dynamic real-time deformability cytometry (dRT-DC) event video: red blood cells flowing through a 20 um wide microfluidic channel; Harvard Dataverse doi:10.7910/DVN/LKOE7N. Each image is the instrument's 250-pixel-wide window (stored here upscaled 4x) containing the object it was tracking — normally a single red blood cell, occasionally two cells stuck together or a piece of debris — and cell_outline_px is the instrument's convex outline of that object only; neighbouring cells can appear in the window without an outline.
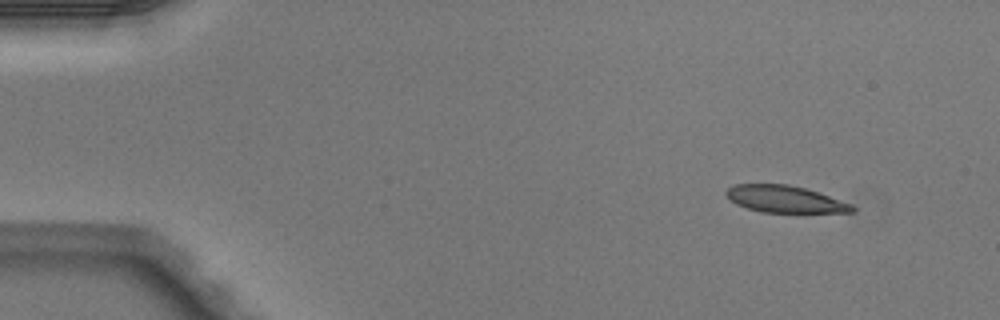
{"species": "Egyptian fruit bat (a non-hibernating species)", "species_latin": "Rousettus aegyptiacus", "temperature_condition": "warm", "stored_images_in_passage": 3, "camera_frame_rate_fps": 3000, "um_per_image_px": 0.085, "animal": {"sex": "male"}, "frame": {"image": 1, "passage_image": 1, "time_ms": 0.0, "image_size_px": [1000, 320], "cell_outline_px": [[856, 208], [852, 212], [760, 212], [736, 204], [724, 192], [732, 184], [788, 184], [804, 188], [852, 204]], "centroid_in_image_um": [66.69, 16.92], "position_along_channel_um": 18.3, "area_um2": 19.48}}
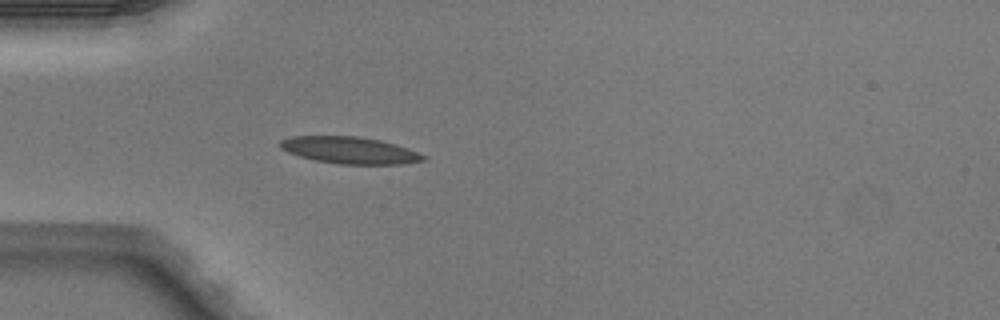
{"frame": {"image": 2, "passage_image": 3, "time_ms": 0.667, "image_size_px": [1000, 320], "cell_outline_px": [[428, 156], [424, 160], [404, 164], [336, 164], [316, 160], [300, 156], [288, 152], [280, 148], [280, 140], [292, 136], [360, 136], [380, 140], [408, 148]], "centroid_in_image_um": [29.74, 12.77], "position_along_channel_um": 55.3, "area_um2": 22.43}}